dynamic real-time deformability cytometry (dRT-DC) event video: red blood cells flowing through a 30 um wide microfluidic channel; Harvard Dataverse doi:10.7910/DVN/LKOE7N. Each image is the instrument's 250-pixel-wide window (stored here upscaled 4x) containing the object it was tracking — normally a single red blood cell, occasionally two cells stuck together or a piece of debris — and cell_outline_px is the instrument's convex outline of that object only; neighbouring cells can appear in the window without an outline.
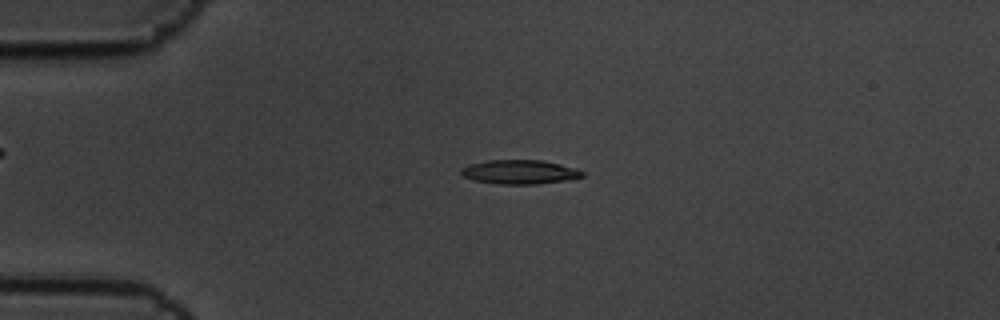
{"species": "common noctule bat (a hibernating species)", "species_latin": "Nyctalus noctula", "temperature_condition": "cold", "stored_images_in_passage": 5, "camera_frame_rate_fps": 3000, "um_per_image_px": 0.085, "animal": {"sex": "male", "body_mass_g": 19.5, "forearm_length_mm": 54.6}, "frame": {"image": 1, "passage_image": 4, "time_ms": 1.0, "image_size_px": [1000, 320], "cell_outline_px": [[584, 176], [564, 180], [536, 184], [496, 184], [476, 180], [464, 176], [460, 172], [460, 168], [468, 164], [488, 160], [540, 160], [560, 164], [576, 168], [584, 172]], "centroid_in_image_um": [44.15, 14.61], "position_along_channel_um": 40.9, "area_um2": 16.94}}